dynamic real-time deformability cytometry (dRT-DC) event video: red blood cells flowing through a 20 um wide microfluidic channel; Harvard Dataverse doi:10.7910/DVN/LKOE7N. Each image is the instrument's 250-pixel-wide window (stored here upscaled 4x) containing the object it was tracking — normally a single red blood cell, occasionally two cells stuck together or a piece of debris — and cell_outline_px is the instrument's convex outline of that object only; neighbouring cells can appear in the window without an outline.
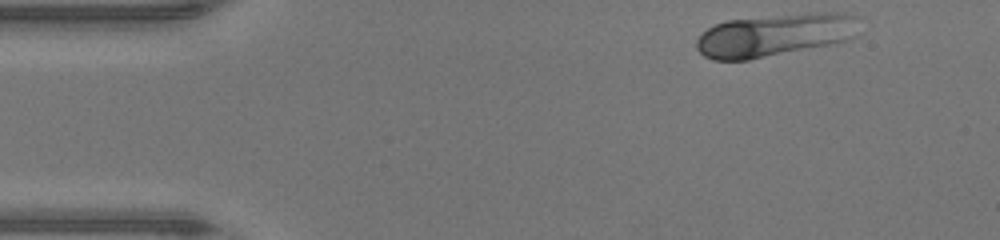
{"species": "human", "species_latin": "Homo sapiens", "temperature_condition": "warm", "stored_images_in_passage": 42, "camera_frame_rate_fps": 3000, "um_per_image_px": 0.085, "donor": {"sex": "male"}, "frame": {"image": 1, "passage_image": 1, "time_ms": 0.0, "image_size_px": [1000, 240], "cell_outline_px": [[860, 16], [856, 36], [848, 40], [832, 44], [748, 60], [712, 60], [704, 56], [696, 48], [696, 40], [708, 28], [716, 24], [728, 20], [808, 12], [844, 12]], "centroid_in_image_um": [65.92, 2.96], "position_along_channel_um": 19.1, "area_um2": 40.98}}
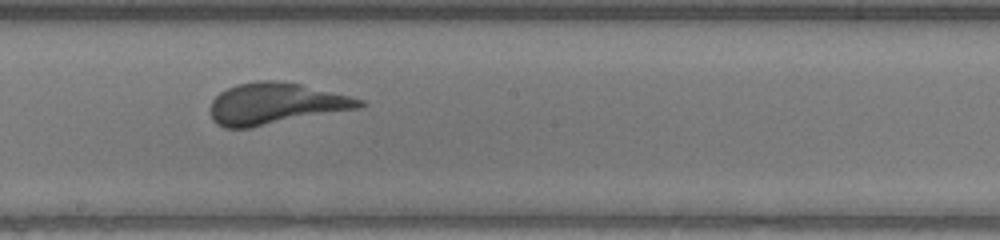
{"frame": {"image": 2, "passage_image": 21, "time_ms": 6.667, "image_size_px": [1000, 240], "cell_outline_px": [[368, 104], [360, 108], [252, 128], [224, 128], [216, 124], [212, 120], [212, 100], [220, 92], [236, 84], [256, 80], [276, 80], [300, 84], [364, 100]], "centroid_in_image_um": [23.43, 8.82], "position_along_channel_um": 224.8, "area_um2": 36.07}}
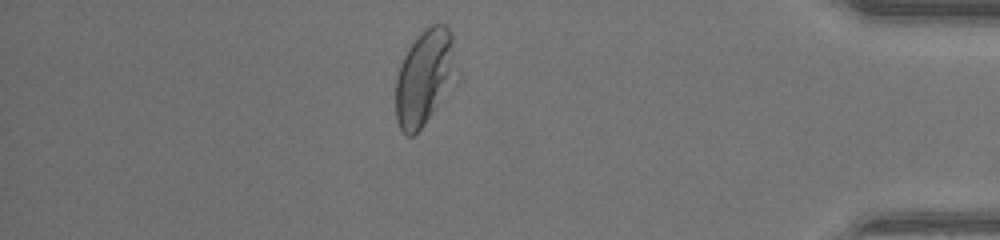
{"frame": {"image": 3, "passage_image": 36, "time_ms": 11.667, "image_size_px": [1000, 240], "cell_outline_px": [[460, 80], [424, 124], [412, 136], [408, 136], [400, 128], [396, 120], [396, 76], [400, 64], [408, 48], [424, 28], [432, 24], [444, 24], [452, 32], [460, 72]], "centroid_in_image_um": [36.18, 6.55], "position_along_channel_um": 399.0, "area_um2": 35.08}, "authors_computed_cell_mechanics": {"area_um2": 36.414, "velocity_mm_per_s": 4.3541, "shape_relaxation_time_tau1_ms": 4.5859, "shape_relaxation_time_tau2_ms": null, "deformation_change_tau1": 0.1803, "deformation_change_tau2": null}}